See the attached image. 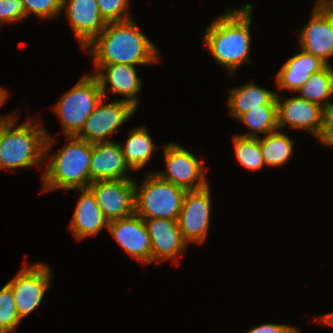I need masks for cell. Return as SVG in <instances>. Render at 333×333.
I'll return each instance as SVG.
<instances>
[{
	"label": "cell",
	"mask_w": 333,
	"mask_h": 333,
	"mask_svg": "<svg viewBox=\"0 0 333 333\" xmlns=\"http://www.w3.org/2000/svg\"><path fill=\"white\" fill-rule=\"evenodd\" d=\"M79 191V199L73 212L69 230L77 240H83L89 236H96L106 227L108 221L99 208L96 197L88 188L74 189Z\"/></svg>",
	"instance_id": "cell-19"
},
{
	"label": "cell",
	"mask_w": 333,
	"mask_h": 333,
	"mask_svg": "<svg viewBox=\"0 0 333 333\" xmlns=\"http://www.w3.org/2000/svg\"><path fill=\"white\" fill-rule=\"evenodd\" d=\"M165 171L154 172L161 179L186 191L198 190L208 185L204 161L176 142L165 143L163 147ZM205 167V168H204Z\"/></svg>",
	"instance_id": "cell-7"
},
{
	"label": "cell",
	"mask_w": 333,
	"mask_h": 333,
	"mask_svg": "<svg viewBox=\"0 0 333 333\" xmlns=\"http://www.w3.org/2000/svg\"><path fill=\"white\" fill-rule=\"evenodd\" d=\"M107 229L132 258L145 265L152 263L150 236L144 219L139 215L134 213L129 217L111 221Z\"/></svg>",
	"instance_id": "cell-13"
},
{
	"label": "cell",
	"mask_w": 333,
	"mask_h": 333,
	"mask_svg": "<svg viewBox=\"0 0 333 333\" xmlns=\"http://www.w3.org/2000/svg\"><path fill=\"white\" fill-rule=\"evenodd\" d=\"M143 183L135 186V213L142 219L164 218L177 221L186 193L181 187L148 172Z\"/></svg>",
	"instance_id": "cell-5"
},
{
	"label": "cell",
	"mask_w": 333,
	"mask_h": 333,
	"mask_svg": "<svg viewBox=\"0 0 333 333\" xmlns=\"http://www.w3.org/2000/svg\"><path fill=\"white\" fill-rule=\"evenodd\" d=\"M52 276L50 266L34 263L24 266L7 284L10 286L16 303V311L22 320L37 310L48 290Z\"/></svg>",
	"instance_id": "cell-8"
},
{
	"label": "cell",
	"mask_w": 333,
	"mask_h": 333,
	"mask_svg": "<svg viewBox=\"0 0 333 333\" xmlns=\"http://www.w3.org/2000/svg\"><path fill=\"white\" fill-rule=\"evenodd\" d=\"M259 144L267 167L278 168L288 162L293 154L294 141L280 130L260 137Z\"/></svg>",
	"instance_id": "cell-24"
},
{
	"label": "cell",
	"mask_w": 333,
	"mask_h": 333,
	"mask_svg": "<svg viewBox=\"0 0 333 333\" xmlns=\"http://www.w3.org/2000/svg\"><path fill=\"white\" fill-rule=\"evenodd\" d=\"M316 138L324 145L333 148V107L325 110L321 130Z\"/></svg>",
	"instance_id": "cell-31"
},
{
	"label": "cell",
	"mask_w": 333,
	"mask_h": 333,
	"mask_svg": "<svg viewBox=\"0 0 333 333\" xmlns=\"http://www.w3.org/2000/svg\"><path fill=\"white\" fill-rule=\"evenodd\" d=\"M277 127L282 130L288 125L292 129H302L317 137L320 133L325 108L301 99L298 96L280 99L276 92Z\"/></svg>",
	"instance_id": "cell-12"
},
{
	"label": "cell",
	"mask_w": 333,
	"mask_h": 333,
	"mask_svg": "<svg viewBox=\"0 0 333 333\" xmlns=\"http://www.w3.org/2000/svg\"><path fill=\"white\" fill-rule=\"evenodd\" d=\"M298 97L316 103L325 109L333 107V66L326 65L317 73L311 74L307 81L295 92Z\"/></svg>",
	"instance_id": "cell-23"
},
{
	"label": "cell",
	"mask_w": 333,
	"mask_h": 333,
	"mask_svg": "<svg viewBox=\"0 0 333 333\" xmlns=\"http://www.w3.org/2000/svg\"><path fill=\"white\" fill-rule=\"evenodd\" d=\"M106 101L107 98L102 97L95 110L85 121L82 130L77 135L78 138L89 143L111 141L109 137H112L137 110L131 103L122 99L109 104H105Z\"/></svg>",
	"instance_id": "cell-9"
},
{
	"label": "cell",
	"mask_w": 333,
	"mask_h": 333,
	"mask_svg": "<svg viewBox=\"0 0 333 333\" xmlns=\"http://www.w3.org/2000/svg\"><path fill=\"white\" fill-rule=\"evenodd\" d=\"M15 115L13 112L2 117L0 169L41 168L45 164L46 128L40 120L31 118L17 124Z\"/></svg>",
	"instance_id": "cell-4"
},
{
	"label": "cell",
	"mask_w": 333,
	"mask_h": 333,
	"mask_svg": "<svg viewBox=\"0 0 333 333\" xmlns=\"http://www.w3.org/2000/svg\"><path fill=\"white\" fill-rule=\"evenodd\" d=\"M26 18L21 0H0V24L17 23Z\"/></svg>",
	"instance_id": "cell-30"
},
{
	"label": "cell",
	"mask_w": 333,
	"mask_h": 333,
	"mask_svg": "<svg viewBox=\"0 0 333 333\" xmlns=\"http://www.w3.org/2000/svg\"><path fill=\"white\" fill-rule=\"evenodd\" d=\"M317 323L323 324L325 326L333 327V311L327 314L322 315L317 318Z\"/></svg>",
	"instance_id": "cell-34"
},
{
	"label": "cell",
	"mask_w": 333,
	"mask_h": 333,
	"mask_svg": "<svg viewBox=\"0 0 333 333\" xmlns=\"http://www.w3.org/2000/svg\"><path fill=\"white\" fill-rule=\"evenodd\" d=\"M237 120L250 130L239 135L243 137L260 138L262 134L265 136L279 130L277 127V105H262L260 108L251 109Z\"/></svg>",
	"instance_id": "cell-25"
},
{
	"label": "cell",
	"mask_w": 333,
	"mask_h": 333,
	"mask_svg": "<svg viewBox=\"0 0 333 333\" xmlns=\"http://www.w3.org/2000/svg\"><path fill=\"white\" fill-rule=\"evenodd\" d=\"M227 104L231 116L238 119L249 110L260 108L262 105H277L276 93L248 82L229 90Z\"/></svg>",
	"instance_id": "cell-21"
},
{
	"label": "cell",
	"mask_w": 333,
	"mask_h": 333,
	"mask_svg": "<svg viewBox=\"0 0 333 333\" xmlns=\"http://www.w3.org/2000/svg\"><path fill=\"white\" fill-rule=\"evenodd\" d=\"M326 64L318 57L300 49L282 65L276 75L277 89L289 90L295 93L311 74L322 70Z\"/></svg>",
	"instance_id": "cell-20"
},
{
	"label": "cell",
	"mask_w": 333,
	"mask_h": 333,
	"mask_svg": "<svg viewBox=\"0 0 333 333\" xmlns=\"http://www.w3.org/2000/svg\"><path fill=\"white\" fill-rule=\"evenodd\" d=\"M89 188L108 222L126 218L135 213V186L133 179L97 180Z\"/></svg>",
	"instance_id": "cell-11"
},
{
	"label": "cell",
	"mask_w": 333,
	"mask_h": 333,
	"mask_svg": "<svg viewBox=\"0 0 333 333\" xmlns=\"http://www.w3.org/2000/svg\"><path fill=\"white\" fill-rule=\"evenodd\" d=\"M20 321L15 298L10 286L6 283L0 289V333H15Z\"/></svg>",
	"instance_id": "cell-27"
},
{
	"label": "cell",
	"mask_w": 333,
	"mask_h": 333,
	"mask_svg": "<svg viewBox=\"0 0 333 333\" xmlns=\"http://www.w3.org/2000/svg\"><path fill=\"white\" fill-rule=\"evenodd\" d=\"M144 222L150 236L152 262L169 259L178 264V254L189 248L179 230L178 222L164 218L145 219Z\"/></svg>",
	"instance_id": "cell-17"
},
{
	"label": "cell",
	"mask_w": 333,
	"mask_h": 333,
	"mask_svg": "<svg viewBox=\"0 0 333 333\" xmlns=\"http://www.w3.org/2000/svg\"><path fill=\"white\" fill-rule=\"evenodd\" d=\"M299 48L318 57L326 65L333 57V16L322 12L316 6L308 23L300 30Z\"/></svg>",
	"instance_id": "cell-15"
},
{
	"label": "cell",
	"mask_w": 333,
	"mask_h": 333,
	"mask_svg": "<svg viewBox=\"0 0 333 333\" xmlns=\"http://www.w3.org/2000/svg\"><path fill=\"white\" fill-rule=\"evenodd\" d=\"M132 169L123 157L120 143L114 141L92 143L90 184L97 180L132 179Z\"/></svg>",
	"instance_id": "cell-18"
},
{
	"label": "cell",
	"mask_w": 333,
	"mask_h": 333,
	"mask_svg": "<svg viewBox=\"0 0 333 333\" xmlns=\"http://www.w3.org/2000/svg\"><path fill=\"white\" fill-rule=\"evenodd\" d=\"M1 137H2V118H0V143H1Z\"/></svg>",
	"instance_id": "cell-36"
},
{
	"label": "cell",
	"mask_w": 333,
	"mask_h": 333,
	"mask_svg": "<svg viewBox=\"0 0 333 333\" xmlns=\"http://www.w3.org/2000/svg\"><path fill=\"white\" fill-rule=\"evenodd\" d=\"M236 160L244 169L257 171L264 167L259 138L243 137L236 134L233 136Z\"/></svg>",
	"instance_id": "cell-26"
},
{
	"label": "cell",
	"mask_w": 333,
	"mask_h": 333,
	"mask_svg": "<svg viewBox=\"0 0 333 333\" xmlns=\"http://www.w3.org/2000/svg\"><path fill=\"white\" fill-rule=\"evenodd\" d=\"M94 65H149L159 62L158 48L134 20L109 22L84 49ZM90 50V51H89Z\"/></svg>",
	"instance_id": "cell-1"
},
{
	"label": "cell",
	"mask_w": 333,
	"mask_h": 333,
	"mask_svg": "<svg viewBox=\"0 0 333 333\" xmlns=\"http://www.w3.org/2000/svg\"><path fill=\"white\" fill-rule=\"evenodd\" d=\"M103 94L95 75L85 74L68 89L53 108L66 136H77Z\"/></svg>",
	"instance_id": "cell-6"
},
{
	"label": "cell",
	"mask_w": 333,
	"mask_h": 333,
	"mask_svg": "<svg viewBox=\"0 0 333 333\" xmlns=\"http://www.w3.org/2000/svg\"><path fill=\"white\" fill-rule=\"evenodd\" d=\"M296 330L297 328L291 325L265 323L250 329L246 333H294Z\"/></svg>",
	"instance_id": "cell-32"
},
{
	"label": "cell",
	"mask_w": 333,
	"mask_h": 333,
	"mask_svg": "<svg viewBox=\"0 0 333 333\" xmlns=\"http://www.w3.org/2000/svg\"><path fill=\"white\" fill-rule=\"evenodd\" d=\"M101 17L106 23L131 19L129 0H97Z\"/></svg>",
	"instance_id": "cell-29"
},
{
	"label": "cell",
	"mask_w": 333,
	"mask_h": 333,
	"mask_svg": "<svg viewBox=\"0 0 333 333\" xmlns=\"http://www.w3.org/2000/svg\"><path fill=\"white\" fill-rule=\"evenodd\" d=\"M211 199L209 184L198 190L186 191L177 222L187 244H200L208 237Z\"/></svg>",
	"instance_id": "cell-10"
},
{
	"label": "cell",
	"mask_w": 333,
	"mask_h": 333,
	"mask_svg": "<svg viewBox=\"0 0 333 333\" xmlns=\"http://www.w3.org/2000/svg\"><path fill=\"white\" fill-rule=\"evenodd\" d=\"M315 6L329 16H333V0H318Z\"/></svg>",
	"instance_id": "cell-33"
},
{
	"label": "cell",
	"mask_w": 333,
	"mask_h": 333,
	"mask_svg": "<svg viewBox=\"0 0 333 333\" xmlns=\"http://www.w3.org/2000/svg\"><path fill=\"white\" fill-rule=\"evenodd\" d=\"M45 163L48 165L42 175L43 192L54 189L70 191L88 188L90 185V160L92 143L84 141L77 136H66L68 143L63 145L55 155L50 154L55 138L46 130ZM48 159V160H47Z\"/></svg>",
	"instance_id": "cell-3"
},
{
	"label": "cell",
	"mask_w": 333,
	"mask_h": 333,
	"mask_svg": "<svg viewBox=\"0 0 333 333\" xmlns=\"http://www.w3.org/2000/svg\"><path fill=\"white\" fill-rule=\"evenodd\" d=\"M8 97L9 94L7 93V90H5L3 87L0 86V107H2L5 104ZM0 118H2V115H0Z\"/></svg>",
	"instance_id": "cell-35"
},
{
	"label": "cell",
	"mask_w": 333,
	"mask_h": 333,
	"mask_svg": "<svg viewBox=\"0 0 333 333\" xmlns=\"http://www.w3.org/2000/svg\"><path fill=\"white\" fill-rule=\"evenodd\" d=\"M252 5L228 10L206 27L202 42L226 71L234 75L242 64H250Z\"/></svg>",
	"instance_id": "cell-2"
},
{
	"label": "cell",
	"mask_w": 333,
	"mask_h": 333,
	"mask_svg": "<svg viewBox=\"0 0 333 333\" xmlns=\"http://www.w3.org/2000/svg\"><path fill=\"white\" fill-rule=\"evenodd\" d=\"M96 76L103 97L107 93L114 92L124 96L123 101L131 103L138 109L140 99L138 93L141 91L142 78H139L135 66L128 64L94 65ZM108 85V88H107Z\"/></svg>",
	"instance_id": "cell-14"
},
{
	"label": "cell",
	"mask_w": 333,
	"mask_h": 333,
	"mask_svg": "<svg viewBox=\"0 0 333 333\" xmlns=\"http://www.w3.org/2000/svg\"><path fill=\"white\" fill-rule=\"evenodd\" d=\"M68 22L84 49L106 26L101 17L97 0H62V9Z\"/></svg>",
	"instance_id": "cell-16"
},
{
	"label": "cell",
	"mask_w": 333,
	"mask_h": 333,
	"mask_svg": "<svg viewBox=\"0 0 333 333\" xmlns=\"http://www.w3.org/2000/svg\"><path fill=\"white\" fill-rule=\"evenodd\" d=\"M26 17L31 14L39 19H50L61 14L62 0H21Z\"/></svg>",
	"instance_id": "cell-28"
},
{
	"label": "cell",
	"mask_w": 333,
	"mask_h": 333,
	"mask_svg": "<svg viewBox=\"0 0 333 333\" xmlns=\"http://www.w3.org/2000/svg\"><path fill=\"white\" fill-rule=\"evenodd\" d=\"M148 131L146 125L134 127L129 131L126 143H120L123 157L133 171L144 168L157 149Z\"/></svg>",
	"instance_id": "cell-22"
}]
</instances>
